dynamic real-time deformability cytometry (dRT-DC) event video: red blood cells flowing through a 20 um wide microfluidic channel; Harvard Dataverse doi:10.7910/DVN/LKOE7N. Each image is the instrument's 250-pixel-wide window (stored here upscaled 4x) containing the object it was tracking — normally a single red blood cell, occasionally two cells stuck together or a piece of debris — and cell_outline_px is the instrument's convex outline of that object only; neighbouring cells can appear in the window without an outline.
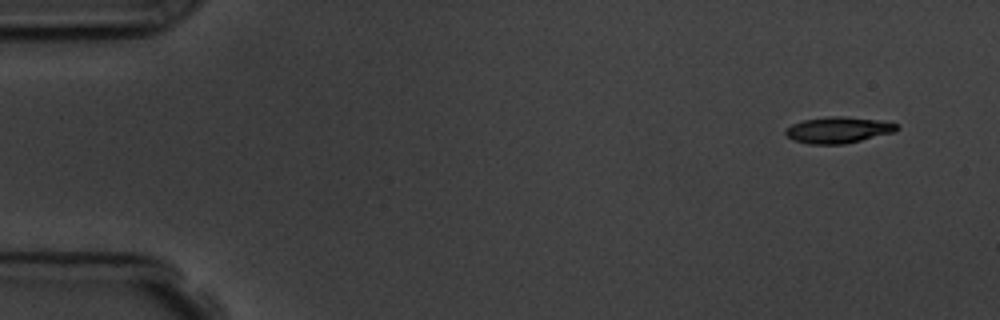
{"species": "common noctule bat (a hibernating species)", "species_latin": "Nyctalus noctula", "temperature_condition": "room temperature", "stored_images_in_passage": 4, "camera_frame_rate_fps": 3000, "um_per_image_px": 0.085, "animal": {"sex": "male", "body_mass_g": 19.5, "forearm_length_mm": 54.6}, "frame": {"image": 1, "passage_image": 1, "time_ms": 0.0, "image_size_px": [1000, 320], "cell_outline_px": [[900, 128], [892, 132], [844, 144], [808, 144], [792, 140], [784, 132], [784, 128], [792, 124], [804, 120], [828, 116], [840, 116], [880, 120], [900, 124]], "centroid_in_image_um": [71.22, 11.04], "position_along_channel_um": 13.8, "area_um2": 16.99}}
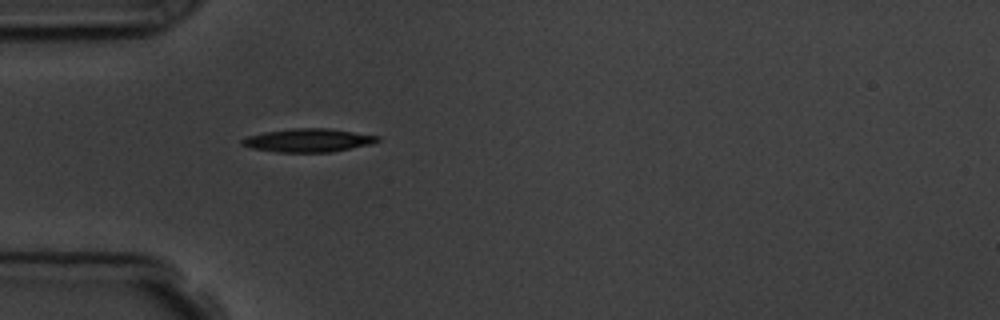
{"frame": {"image": 2, "passage_image": 4, "time_ms": 4.333, "image_size_px": [1000, 320], "cell_outline_px": [[380, 140], [372, 144], [332, 152], [276, 152], [252, 148], [240, 144], [240, 140], [248, 136], [264, 132], [292, 128], [328, 128], [380, 136]], "centroid_in_image_um": [26.21, 11.92], "position_along_channel_um": 58.8, "area_um2": 18.5}}